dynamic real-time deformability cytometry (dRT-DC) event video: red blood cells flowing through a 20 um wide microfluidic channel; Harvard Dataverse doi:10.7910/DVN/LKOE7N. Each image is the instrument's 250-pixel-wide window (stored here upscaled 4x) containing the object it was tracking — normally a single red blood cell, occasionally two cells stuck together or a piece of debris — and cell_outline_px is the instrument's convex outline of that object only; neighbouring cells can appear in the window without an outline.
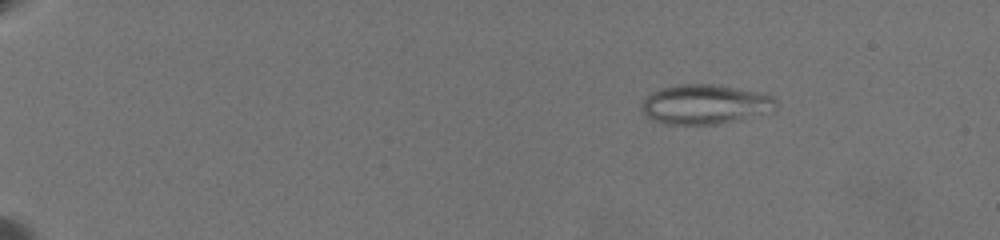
{"species": "common noctule bat (a hibernating species)", "species_latin": "Nyctalus noctula", "temperature_condition": "warm", "stored_images_in_passage": 65, "camera_frame_rate_fps": 3000, "um_per_image_px": 0.085, "animal": {"sex": "female", "body_mass_g": 19.5, "forearm_length_mm": 54.1}, "frame": {"image": 1, "passage_image": 6, "time_ms": 3.0, "image_size_px": [1000, 240], "cell_outline_px": [[776, 112], [740, 120], [716, 124], [664, 124], [652, 120], [640, 108], [644, 100], [652, 92], [660, 88], [676, 84], [712, 84], [756, 92], [772, 96], [776, 100]], "centroid_in_image_um": [59.96, 8.88], "position_along_channel_um": 25.0, "area_um2": 31.15}}
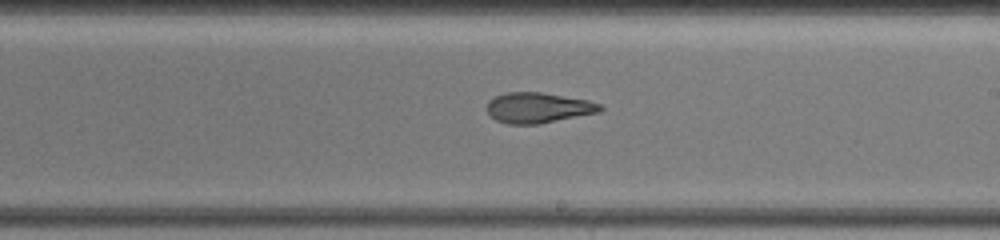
{"frame": {"image": 2, "passage_image": 40, "time_ms": 13.0, "image_size_px": [1000, 240], "cell_outline_px": [[604, 108], [600, 112], [540, 124], [508, 124], [496, 120], [488, 112], [488, 100], [504, 92], [540, 92], [588, 100], [600, 104]], "centroid_in_image_um": [45.76, 9.16], "position_along_channel_um": 243.2, "area_um2": 20.06}}
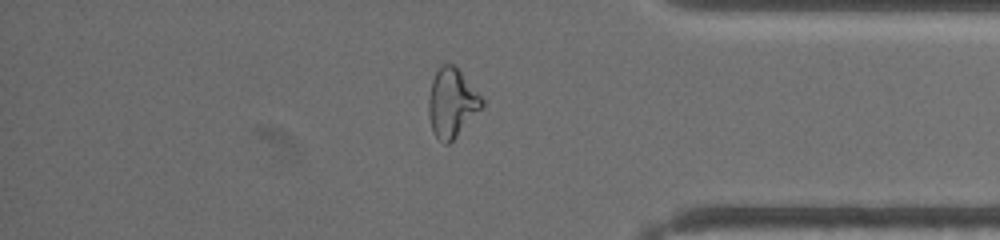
{"frame": {"image": 3, "passage_image": 58, "time_ms": 17.667, "image_size_px": [1000, 240], "cell_outline_px": [[484, 104], [456, 136], [448, 144], [444, 144], [432, 132], [428, 116], [428, 96], [432, 80], [440, 64], [456, 64], [484, 100]], "centroid_in_image_um": [38.38, 8.7], "position_along_channel_um": 396.8, "area_um2": 21.39}, "authors_computed_cell_mechanics": {"area_um2": 21.9062, "velocity_mm_per_s": 3.5466, "shape_relaxation_time_tau1_ms": null, "shape_relaxation_time_tau2_ms": 2.2738, "deformation_change_tau1": null, "deformation_change_tau2": 0.1065}}